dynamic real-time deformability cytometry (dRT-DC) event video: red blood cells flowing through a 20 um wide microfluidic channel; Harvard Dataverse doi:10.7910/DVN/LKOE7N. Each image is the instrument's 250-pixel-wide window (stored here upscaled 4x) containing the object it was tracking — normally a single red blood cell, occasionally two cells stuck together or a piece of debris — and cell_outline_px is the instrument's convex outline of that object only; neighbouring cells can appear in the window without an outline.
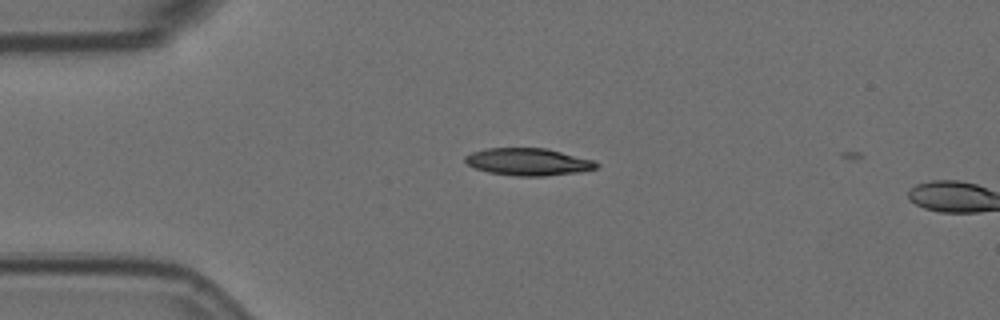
{"species": "Egyptian fruit bat (a non-hibernating species)", "species_latin": "Rousettus aegyptiacus", "temperature_condition": "room temperature", "stored_images_in_passage": 6, "camera_frame_rate_fps": 3000, "um_per_image_px": 0.085, "animal": {"sex": "female"}, "frame": {"image": 1, "passage_image": 4, "time_ms": 1.0, "image_size_px": [1000, 320], "cell_outline_px": [[600, 164], [596, 168], [580, 172], [544, 176], [516, 176], [488, 172], [476, 168], [468, 164], [464, 160], [464, 156], [472, 152], [484, 148], [544, 148], [596, 160]], "centroid_in_image_um": [44.91, 13.75], "position_along_channel_um": 40.1, "area_um2": 20.92}}